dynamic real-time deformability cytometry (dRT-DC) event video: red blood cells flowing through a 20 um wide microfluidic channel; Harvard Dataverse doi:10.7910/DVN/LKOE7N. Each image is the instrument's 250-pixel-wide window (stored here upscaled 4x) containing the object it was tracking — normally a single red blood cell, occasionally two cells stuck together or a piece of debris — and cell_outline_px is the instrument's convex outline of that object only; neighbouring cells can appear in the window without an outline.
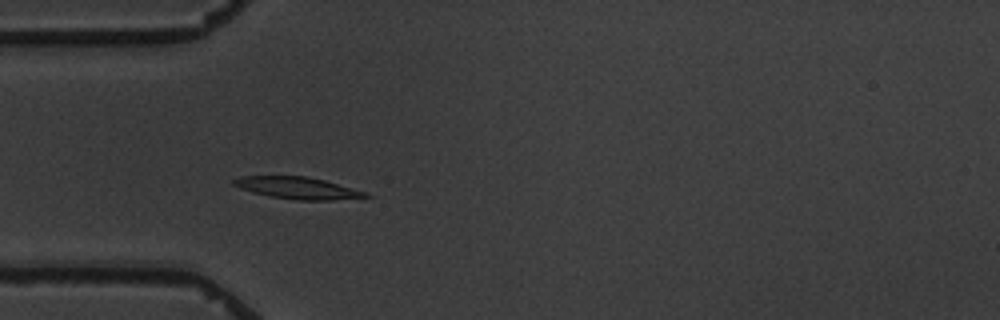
{"species": "common noctule bat (a hibernating species)", "species_latin": "Nyctalus noctula", "temperature_condition": "warm", "stored_images_in_passage": 9, "camera_frame_rate_fps": 3000, "um_per_image_px": 0.085, "animal": {"sex": "male", "body_mass_g": 19.5, "forearm_length_mm": 54.6}, "frame": {"image": 1, "passage_image": 4, "time_ms": 3.333, "image_size_px": [1000, 320], "cell_outline_px": [[372, 196], [332, 200], [300, 200], [272, 196], [252, 192], [240, 188], [232, 184], [232, 180], [240, 176], [304, 176], [324, 180], [352, 188], [364, 192]], "centroid_in_image_um": [25.25, 15.97], "position_along_channel_um": 59.8, "area_um2": 16.47}}
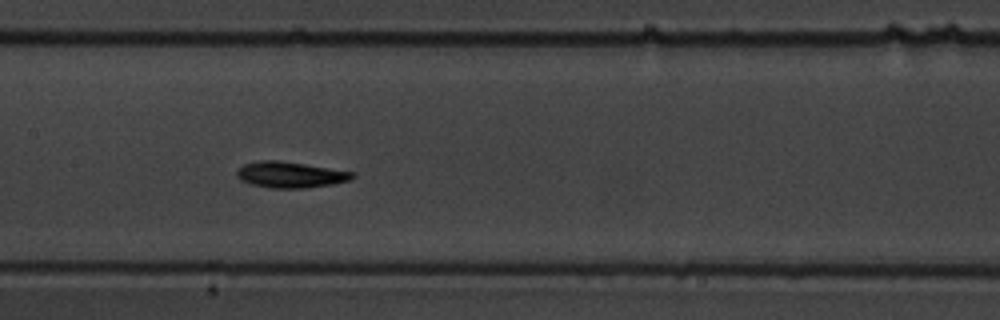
{"frame": {"image": 2, "passage_image": 7, "time_ms": 7.0, "image_size_px": [1000, 320], "cell_outline_px": [[356, 176], [348, 180], [332, 184], [304, 188], [272, 188], [248, 184], [240, 180], [236, 176], [236, 172], [244, 164], [260, 160], [280, 160], [352, 172]], "centroid_in_image_um": [24.61, 14.85], "position_along_channel_um": 182.8, "area_um2": 17.4}}
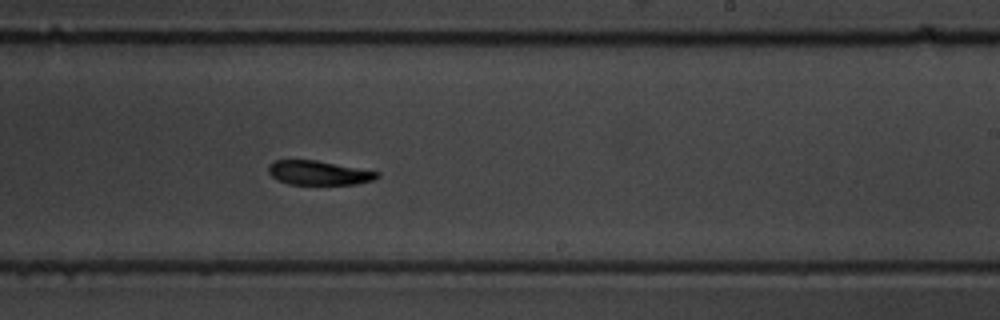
{"frame": {"image": 3, "passage_image": 9, "time_ms": 9.333, "image_size_px": [1000, 320], "cell_outline_px": [[380, 176], [372, 180], [356, 184], [288, 184], [272, 176], [268, 172], [268, 164], [276, 160], [316, 160], [380, 172]], "centroid_in_image_um": [27.09, 14.68], "position_along_channel_um": 261.9, "area_um2": 15.2}}